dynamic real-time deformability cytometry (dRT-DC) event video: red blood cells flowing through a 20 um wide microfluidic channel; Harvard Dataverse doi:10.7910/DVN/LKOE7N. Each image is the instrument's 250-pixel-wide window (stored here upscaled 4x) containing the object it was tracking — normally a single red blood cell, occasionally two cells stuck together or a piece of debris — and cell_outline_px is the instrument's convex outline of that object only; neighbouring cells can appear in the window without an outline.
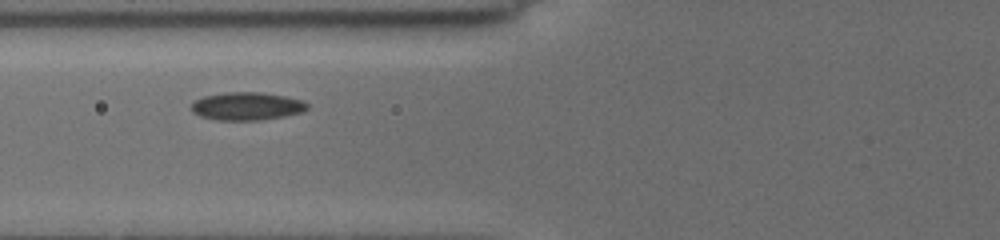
{"species": "common noctule bat (a hibernating species)", "species_latin": "Nyctalus noctula", "temperature_condition": "cold", "stored_images_in_passage": 5, "camera_frame_rate_fps": 3000, "um_per_image_px": 0.085, "animal": {"sex": "female", "body_mass_g": 19.5, "forearm_length_mm": 54.1}, "frame": {"image": 1, "passage_image": 4, "time_ms": 3.0, "image_size_px": [1000, 240], "cell_outline_px": [[308, 108], [304, 112], [284, 116], [260, 120], [216, 120], [200, 116], [192, 112], [192, 104], [196, 100], [204, 96], [224, 92], [264, 92], [304, 100], [308, 104]], "centroid_in_image_um": [21.01, 9.02], "position_along_channel_um": 104.8, "area_um2": 19.02}}